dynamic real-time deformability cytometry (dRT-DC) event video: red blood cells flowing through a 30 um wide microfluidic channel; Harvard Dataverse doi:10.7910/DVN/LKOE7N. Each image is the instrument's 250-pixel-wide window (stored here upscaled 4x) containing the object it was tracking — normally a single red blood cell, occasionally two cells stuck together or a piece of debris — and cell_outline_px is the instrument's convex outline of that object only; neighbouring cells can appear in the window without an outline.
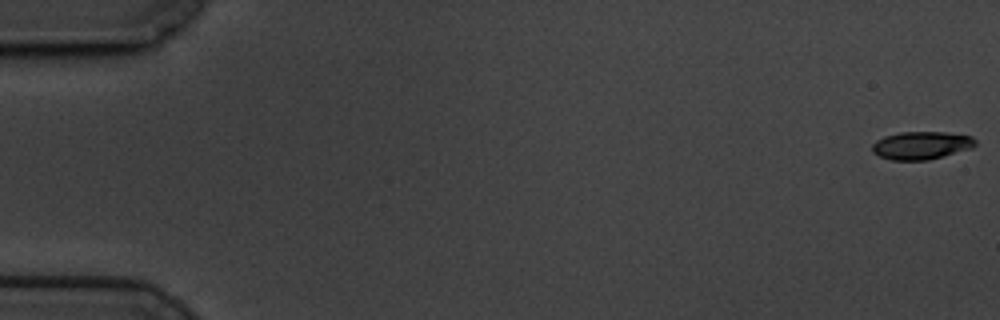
{"species": "common noctule bat (a hibernating species)", "species_latin": "Nyctalus noctula", "temperature_condition": "cold", "stored_images_in_passage": 58, "camera_frame_rate_fps": 3000, "um_per_image_px": 0.085, "animal": {"sex": "male", "body_mass_g": 19.5, "forearm_length_mm": 54.6}, "frame": {"image": 1, "passage_image": 1, "time_ms": 0.0, "image_size_px": [1000, 320], "cell_outline_px": [[976, 144], [972, 148], [928, 160], [892, 160], [880, 156], [872, 152], [872, 144], [876, 140], [884, 136], [900, 132], [944, 132], [972, 136], [976, 140]], "centroid_in_image_um": [78.3, 12.35], "position_along_channel_um": 6.7, "area_um2": 16.76}}
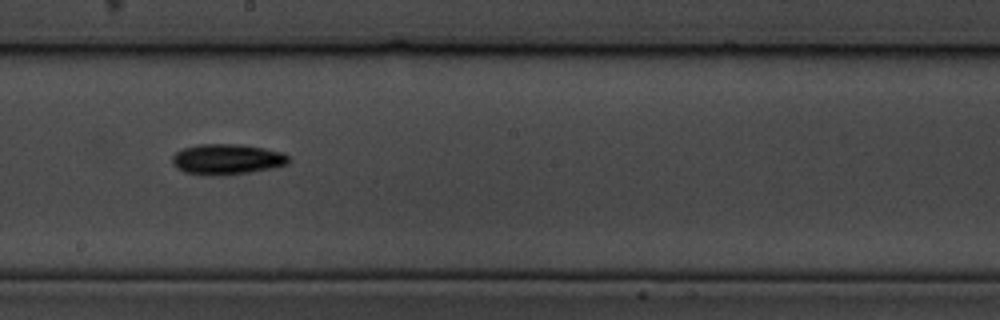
{"frame": {"image": 2, "passage_image": 34, "time_ms": 11.0, "image_size_px": [1000, 320], "cell_outline_px": [[288, 164], [272, 168], [224, 176], [216, 176], [184, 172], [176, 168], [172, 164], [172, 156], [176, 152], [184, 148], [200, 144], [240, 144], [264, 148], [280, 152], [288, 156]], "centroid_in_image_um": [19.26, 13.54], "position_along_channel_um": 228.9, "area_um2": 20.69}}
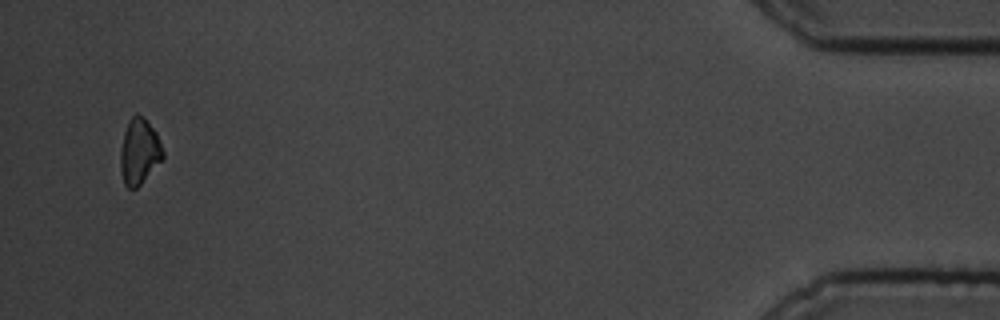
{"frame": {"image": 3, "passage_image": 58, "time_ms": 19.0, "image_size_px": [1000, 320], "cell_outline_px": [[164, 156], [140, 184], [136, 188], [128, 188], [124, 184], [120, 168], [120, 152], [124, 132], [128, 120], [136, 112], [156, 132], [164, 152]], "centroid_in_image_um": [11.81, 12.88], "position_along_channel_um": 423.4, "area_um2": 15.9}, "authors_computed_cell_mechanics": {"area_um2": 17.918, "velocity_mm_per_s": 3.4049, "shape_relaxation_time_tau1_ms": 3.2895, "shape_relaxation_time_tau2_ms": null, "deformation_change_tau1": 0.1147, "deformation_change_tau2": null}}